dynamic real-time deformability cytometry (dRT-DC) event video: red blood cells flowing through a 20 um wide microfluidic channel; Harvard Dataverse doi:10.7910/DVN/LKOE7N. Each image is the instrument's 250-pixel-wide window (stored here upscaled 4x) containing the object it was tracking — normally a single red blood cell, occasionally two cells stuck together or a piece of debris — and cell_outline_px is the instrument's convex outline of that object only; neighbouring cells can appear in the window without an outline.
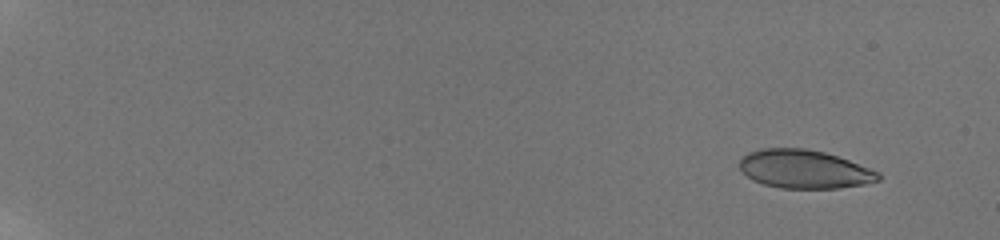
{"species": "human", "species_latin": "Homo sapiens", "temperature_condition": "room temperature", "stored_images_in_passage": 55, "camera_frame_rate_fps": 3000, "um_per_image_px": 0.085, "donor": {"sex": "male"}, "frame": {"image": 1, "passage_image": 2, "time_ms": 0.333, "image_size_px": [1000, 240], "cell_outline_px": [[880, 180], [864, 184], [840, 188], [780, 188], [764, 184], [752, 180], [740, 168], [740, 160], [748, 152], [760, 148], [804, 148], [824, 152], [848, 160], [880, 172]], "centroid_in_image_um": [68.37, 14.38], "position_along_channel_um": 16.6, "area_um2": 30.98}}
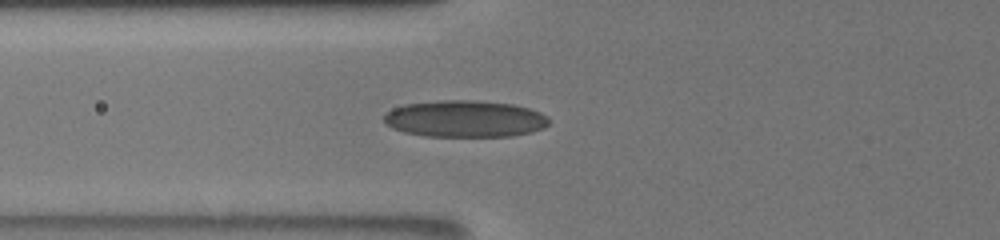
{"frame": {"image": 2, "passage_image": 23, "time_ms": 7.333, "image_size_px": [1000, 240], "cell_outline_px": [[548, 124], [544, 128], [532, 132], [512, 136], [424, 136], [404, 132], [392, 128], [384, 124], [384, 116], [392, 108], [404, 104], [436, 100], [476, 100], [512, 104], [528, 108], [540, 112], [548, 116]], "centroid_in_image_um": [39.5, 10.09], "position_along_channel_um": 86.3, "area_um2": 35.6}}
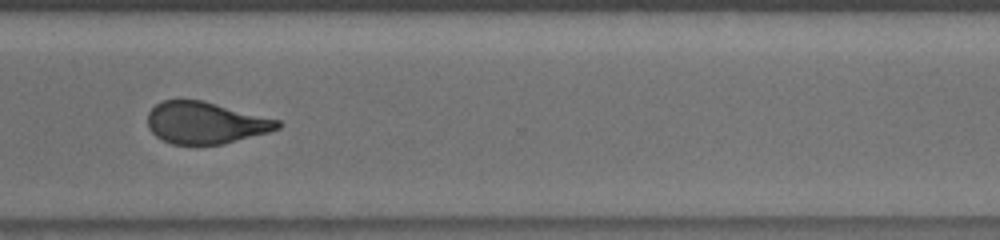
{"frame": {"image": 3, "passage_image": 44, "time_ms": 14.333, "image_size_px": [1000, 240], "cell_outline_px": [[284, 124], [280, 128], [268, 132], [224, 144], [172, 144], [156, 136], [148, 128], [148, 112], [156, 104], [164, 100], [204, 100], [280, 120]], "centroid_in_image_um": [17.49, 10.43], "position_along_channel_um": 353.1, "area_um2": 31.73}, "authors_computed_cell_mechanics": {"area_um2": 32.7148, "velocity_mm_per_s": 3.8184, "shape_relaxation_time_tau1_ms": 9.5304, "shape_relaxation_time_tau2_ms": 1.4359, "deformation_change_tau1": 0.2085, "deformation_change_tau2": 0.072}}